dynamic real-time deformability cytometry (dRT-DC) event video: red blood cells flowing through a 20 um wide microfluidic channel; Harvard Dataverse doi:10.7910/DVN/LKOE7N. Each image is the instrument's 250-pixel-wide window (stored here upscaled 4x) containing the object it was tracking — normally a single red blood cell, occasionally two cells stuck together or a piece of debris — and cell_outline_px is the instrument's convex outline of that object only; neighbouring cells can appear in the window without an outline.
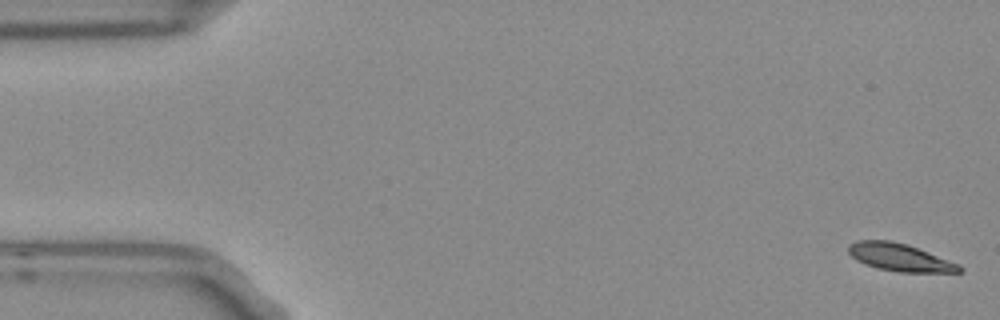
{"species": "Egyptian fruit bat (a non-hibernating species)", "species_latin": "Rousettus aegyptiacus", "temperature_condition": "room temperature", "stored_images_in_passage": 4, "camera_frame_rate_fps": 3000, "um_per_image_px": 0.085, "frame": {"image": 1, "passage_image": 1, "time_ms": 0.0, "image_size_px": [1000, 320], "cell_outline_px": [[964, 272], [900, 272], [876, 268], [864, 264], [856, 260], [848, 252], [848, 244], [856, 240], [892, 240], [908, 244], [960, 264], [964, 268]], "centroid_in_image_um": [76.49, 21.87], "position_along_channel_um": 8.5, "area_um2": 18.09}}
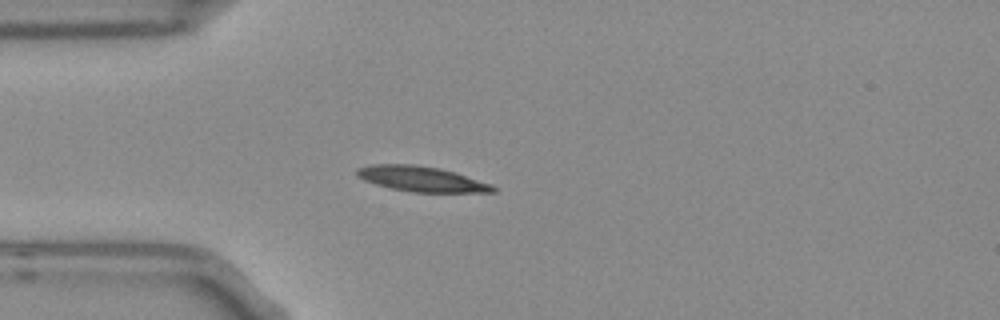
{"frame": {"image": 2, "passage_image": 4, "time_ms": 1.0, "image_size_px": [1000, 320], "cell_outline_px": [[500, 188], [496, 192], [412, 192], [392, 188], [376, 184], [364, 180], [356, 176], [356, 168], [372, 164], [416, 164], [440, 168], [456, 172], [492, 184]], "centroid_in_image_um": [35.86, 15.2], "position_along_channel_um": 49.1, "area_um2": 20.23}}